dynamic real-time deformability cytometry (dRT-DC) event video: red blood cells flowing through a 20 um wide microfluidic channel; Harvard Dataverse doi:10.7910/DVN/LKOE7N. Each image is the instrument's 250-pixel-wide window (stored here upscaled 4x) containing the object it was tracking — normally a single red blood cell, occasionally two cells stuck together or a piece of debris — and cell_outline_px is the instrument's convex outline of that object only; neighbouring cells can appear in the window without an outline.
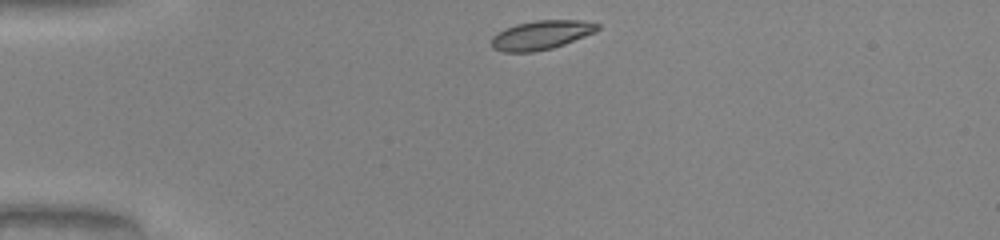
{"species": "common noctule bat (a hibernating species)", "species_latin": "Nyctalus noctula", "temperature_condition": "warm", "stored_images_in_passage": 33, "camera_frame_rate_fps": 3000, "um_per_image_px": 0.085, "animal": {"sex": "male", "body_mass_g": 20.0, "forearm_length_mm": 53.3}, "frame": {"image": 1, "passage_image": 1, "time_ms": 0.0, "image_size_px": [1000, 240], "cell_outline_px": [[600, 28], [596, 32], [564, 44], [552, 48], [532, 52], [504, 52], [492, 48], [492, 36], [516, 24], [536, 20], [584, 20], [600, 24]], "centroid_in_image_um": [46.05, 2.97], "position_along_channel_um": 39.0, "area_um2": 17.86}}
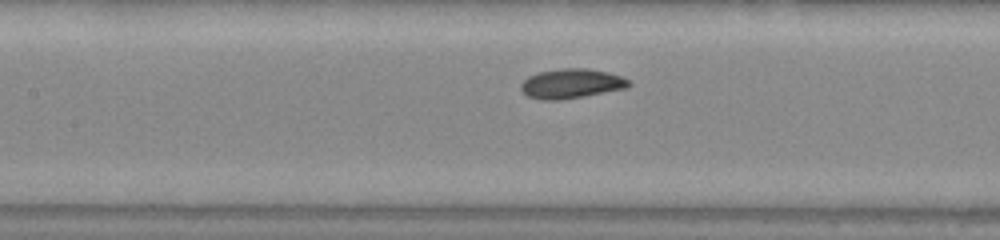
{"frame": {"image": 2, "passage_image": 13, "time_ms": 4.0, "image_size_px": [1000, 240], "cell_outline_px": [[632, 84], [628, 88], [584, 96], [560, 100], [540, 100], [528, 96], [520, 88], [520, 84], [528, 76], [536, 72], [560, 68], [584, 68], [608, 72], [620, 76], [628, 80]], "centroid_in_image_um": [48.55, 7.1], "position_along_channel_um": 158.9, "area_um2": 18.73}}
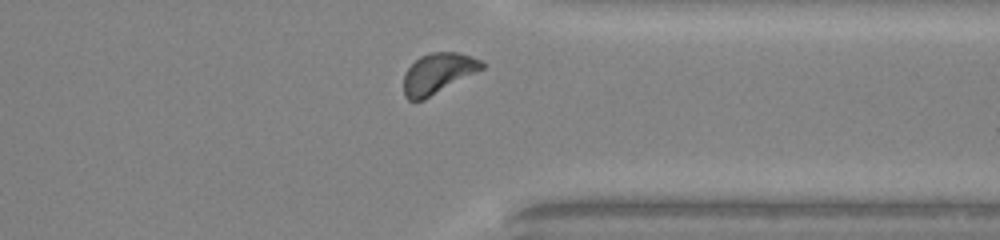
{"frame": {"image": 3, "passage_image": 29, "time_ms": 9.333, "image_size_px": [1000, 240], "cell_outline_px": [[484, 68], [424, 100], [408, 100], [404, 96], [404, 72], [420, 56], [428, 52], [456, 52], [472, 56], [484, 60]], "centroid_in_image_um": [37.23, 6.22], "position_along_channel_um": 374.2, "area_um2": 18.5}, "authors_computed_cell_mechanics": {"area_um2": 17.918, "velocity_mm_per_s": 4.0637, "shape_relaxation_time_tau1_ms": 2.0455, "shape_relaxation_time_tau2_ms": 2.3581, "deformation_change_tau1": 0.0791, "deformation_change_tau2": 0.0583}}